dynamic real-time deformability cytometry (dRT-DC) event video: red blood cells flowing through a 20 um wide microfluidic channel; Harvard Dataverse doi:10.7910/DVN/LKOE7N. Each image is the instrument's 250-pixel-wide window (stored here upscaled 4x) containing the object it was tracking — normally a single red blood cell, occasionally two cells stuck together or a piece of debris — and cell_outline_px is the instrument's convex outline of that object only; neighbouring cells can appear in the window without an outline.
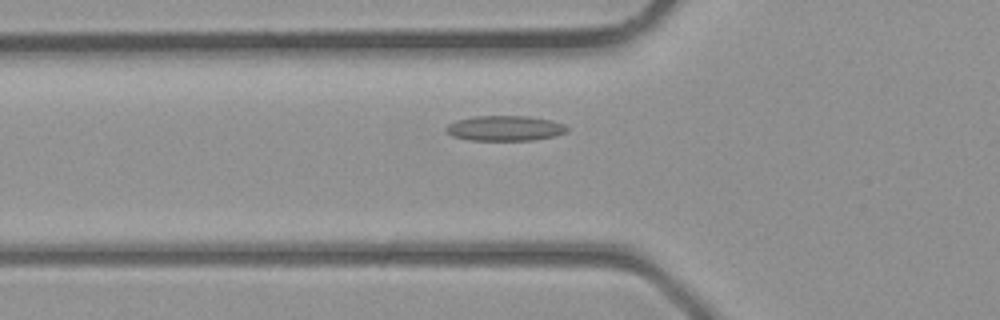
{"species": "common noctule bat (a hibernating species)", "species_latin": "Nyctalus noctula", "temperature_condition": "room temperature", "stored_images_in_passage": 30, "camera_frame_rate_fps": 3000, "um_per_image_px": 0.085, "animal": {"sex": "male", "body_mass_g": 23.1, "forearm_length_mm": 52.7}, "frame": {"image": 1, "passage_image": 5, "time_ms": 1.333, "image_size_px": [1000, 320], "cell_outline_px": [[568, 132], [556, 136], [532, 140], [468, 140], [452, 136], [444, 132], [444, 128], [448, 124], [456, 120], [472, 116], [528, 116], [552, 120], [564, 124], [568, 128]], "centroid_in_image_um": [42.9, 10.9], "position_along_channel_um": 82.9, "area_um2": 18.03}}
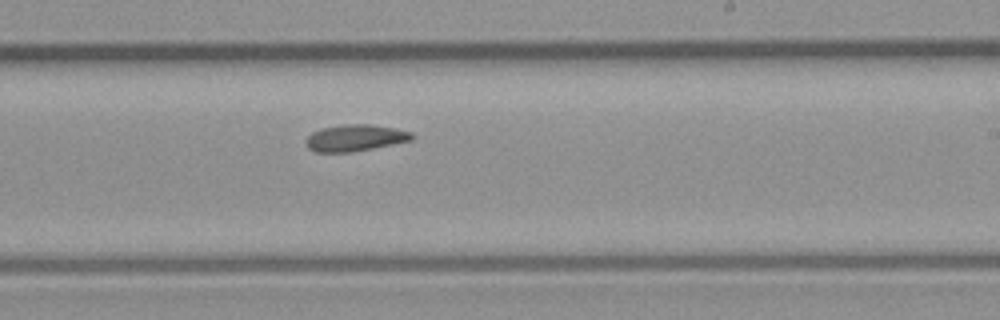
{"frame": {"image": 2, "passage_image": 15, "time_ms": 4.667, "image_size_px": [1000, 320], "cell_outline_px": [[416, 136], [412, 140], [352, 152], [316, 152], [308, 148], [304, 140], [312, 132], [320, 128], [344, 124], [372, 124], [396, 128], [412, 132]], "centroid_in_image_um": [30.19, 11.71], "position_along_channel_um": 258.8, "area_um2": 16.59}}
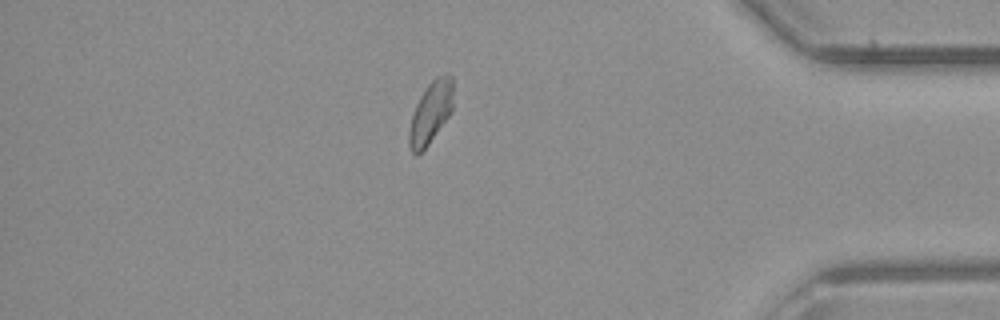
{"frame": {"image": 3, "passage_image": 25, "time_ms": 8.0, "image_size_px": [1000, 320], "cell_outline_px": [[452, 112], [428, 144], [416, 156], [412, 152], [408, 144], [408, 132], [412, 116], [416, 104], [420, 96], [428, 84], [436, 76], [444, 72], [448, 72], [452, 76]], "centroid_in_image_um": [36.61, 9.53], "position_along_channel_um": 398.6, "area_um2": 15.95}}